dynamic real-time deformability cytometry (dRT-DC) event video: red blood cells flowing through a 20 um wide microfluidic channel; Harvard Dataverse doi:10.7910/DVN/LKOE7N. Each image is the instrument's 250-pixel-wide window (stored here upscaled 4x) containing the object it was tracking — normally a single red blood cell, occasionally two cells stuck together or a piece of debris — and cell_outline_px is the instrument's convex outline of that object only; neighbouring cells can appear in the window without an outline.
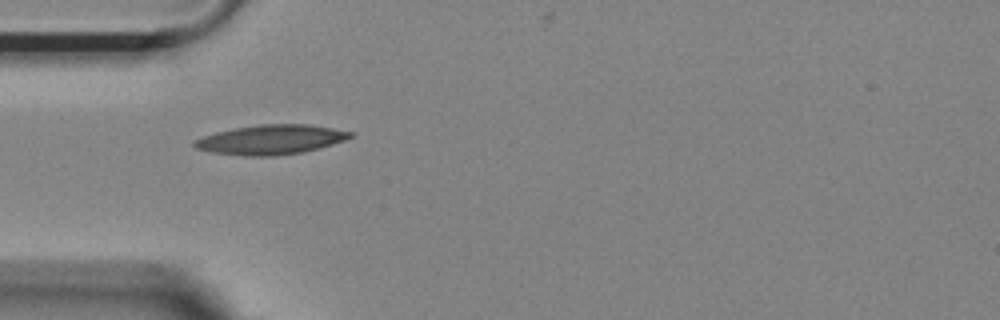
{"species": "Egyptian fruit bat (a non-hibernating species)", "species_latin": "Rousettus aegyptiacus", "temperature_condition": "room temperature", "stored_images_in_passage": 40, "camera_frame_rate_fps": 3000, "um_per_image_px": 0.085, "animal": {"sex": "female"}, "frame": {"image": 1, "passage_image": 1, "time_ms": 0.0, "image_size_px": [1000, 320], "cell_outline_px": [[352, 136], [344, 140], [332, 144], [304, 152], [272, 156], [248, 156], [212, 152], [196, 148], [192, 144], [192, 140], [216, 132], [232, 128], [260, 124], [308, 124], [332, 128], [352, 132]], "centroid_in_image_um": [22.99, 11.86], "position_along_channel_um": 62.0, "area_um2": 26.76}}
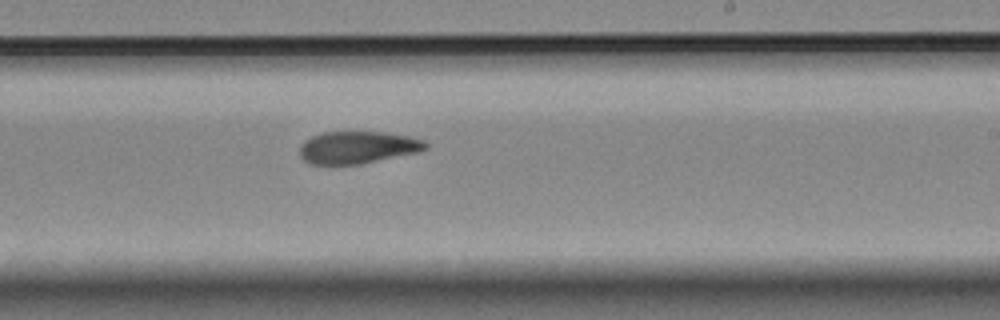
{"frame": {"image": 2, "passage_image": 17, "time_ms": 5.333, "image_size_px": [1000, 320], "cell_outline_px": [[428, 148], [416, 152], [360, 164], [308, 164], [300, 156], [300, 144], [304, 140], [312, 136], [324, 132], [384, 132], [408, 136], [424, 140], [428, 144]], "centroid_in_image_um": [30.37, 12.52], "position_along_channel_um": 258.6, "area_um2": 23.58}}
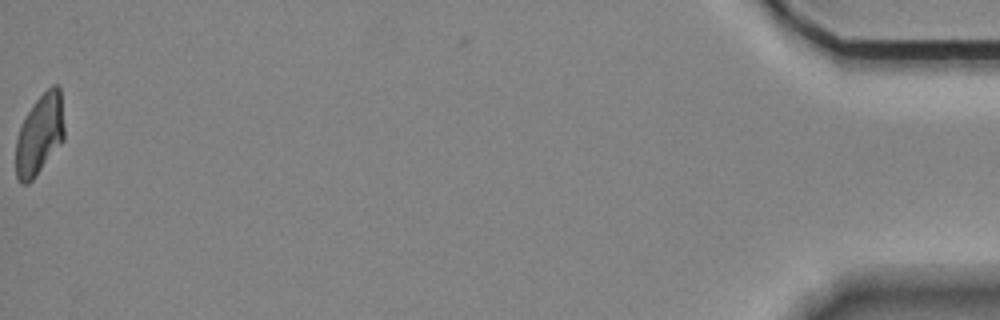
{"frame": {"image": 3, "passage_image": 39, "time_ms": 12.667, "image_size_px": [1000, 320], "cell_outline_px": [[64, 140], [36, 176], [28, 184], [20, 184], [16, 176], [16, 140], [20, 124], [36, 100], [52, 84], [56, 84], [60, 88], [64, 128]], "centroid_in_image_um": [3.36, 11.46], "position_along_channel_um": 431.8, "area_um2": 22.77}, "authors_computed_cell_mechanics": {"area_um2": 24.2471, "velocity_mm_per_s": 3.7024, "shape_relaxation_time_tau1_ms": null, "shape_relaxation_time_tau2_ms": 5.2594, "deformation_change_tau1": null, "deformation_change_tau2": 0.1317}}